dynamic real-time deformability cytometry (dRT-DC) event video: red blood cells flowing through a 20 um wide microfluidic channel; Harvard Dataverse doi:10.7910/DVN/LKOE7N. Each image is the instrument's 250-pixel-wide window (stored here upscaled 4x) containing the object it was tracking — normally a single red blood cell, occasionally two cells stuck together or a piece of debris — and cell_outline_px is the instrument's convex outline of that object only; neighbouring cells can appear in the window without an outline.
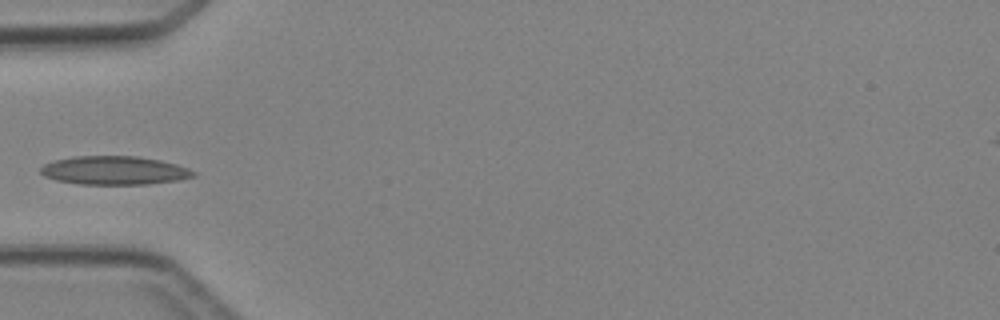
{"species": "Egyptian fruit bat (a non-hibernating species)", "species_latin": "Rousettus aegyptiacus", "temperature_condition": "cold", "stored_images_in_passage": 5, "camera_frame_rate_fps": 3000, "um_per_image_px": 0.085, "animal": {"sex": "female"}, "frame": {"image": 1, "passage_image": 4, "time_ms": 3.667, "image_size_px": [1000, 320], "cell_outline_px": [[196, 176], [180, 180], [148, 184], [80, 184], [56, 180], [44, 176], [40, 172], [40, 168], [44, 164], [56, 160], [72, 156], [136, 156], [160, 160], [176, 164], [188, 168], [196, 172]], "centroid_in_image_um": [9.73, 14.48], "position_along_channel_um": 75.3, "area_um2": 25.49}}
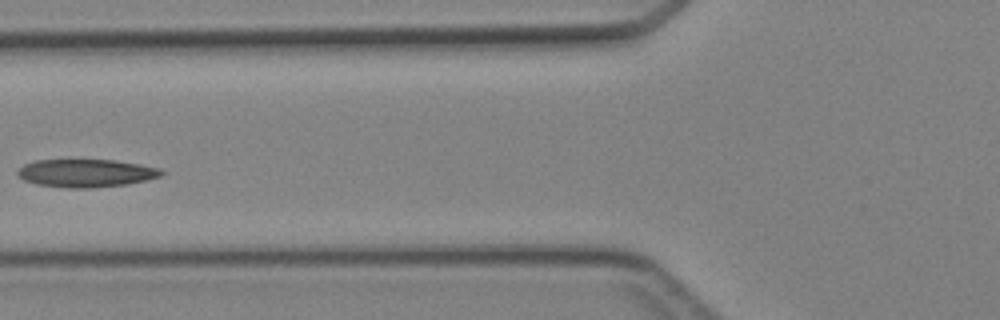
{"frame": {"image": 2, "passage_image": 5, "time_ms": 4.667, "image_size_px": [1000, 320], "cell_outline_px": [[164, 172], [160, 176], [144, 180], [124, 184], [92, 188], [68, 188], [36, 184], [24, 180], [16, 176], [16, 172], [24, 164], [36, 160], [116, 160], [140, 164], [160, 168]], "centroid_in_image_um": [7.27, 14.71], "position_along_channel_um": 118.5, "area_um2": 23.35}}